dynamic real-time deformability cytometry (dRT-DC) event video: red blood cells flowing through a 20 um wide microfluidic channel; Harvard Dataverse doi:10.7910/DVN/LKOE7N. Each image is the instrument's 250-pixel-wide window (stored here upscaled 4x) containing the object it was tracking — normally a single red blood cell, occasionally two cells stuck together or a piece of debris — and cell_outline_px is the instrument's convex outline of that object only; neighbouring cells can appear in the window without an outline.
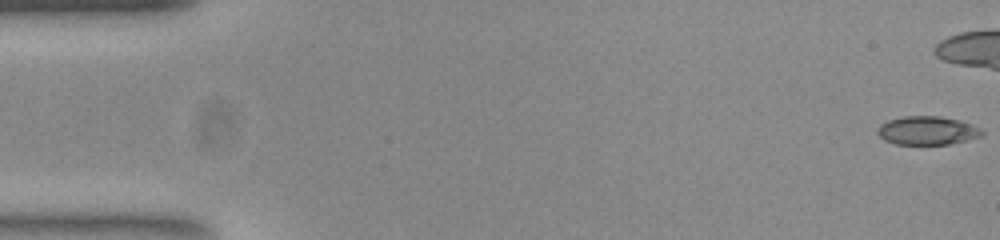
{"species": "common noctule bat (a hibernating species)", "species_latin": "Nyctalus noctula", "temperature_condition": "room temperature", "stored_images_in_passage": 41, "camera_frame_rate_fps": 3000, "um_per_image_px": 0.085, "animal": {"sex": "female", "body_mass_g": 23.0, "forearm_length_mm": 53.4}, "frame": {"image": 1, "passage_image": 1, "time_ms": 0.0, "image_size_px": [1000, 240], "cell_outline_px": [[984, 136], [968, 140], [948, 144], [896, 144], [884, 140], [876, 132], [880, 124], [888, 120], [904, 116], [940, 116], [960, 120], [972, 124], [980, 128], [984, 132]], "centroid_in_image_um": [78.85, 11.09], "position_along_channel_um": 6.2, "area_um2": 17.51}}
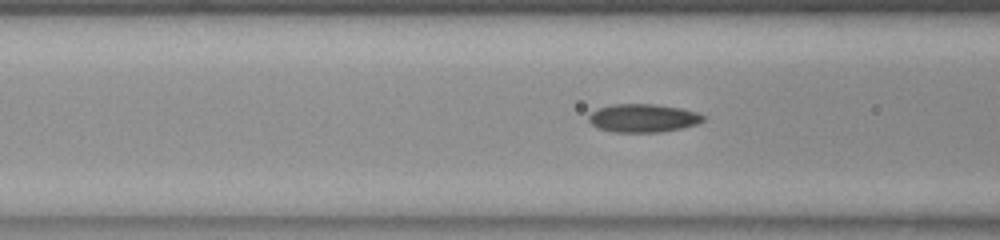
{"frame": {"image": 2, "passage_image": 20, "time_ms": 6.333, "image_size_px": [1000, 240], "cell_outline_px": [[708, 116], [704, 120], [696, 124], [680, 128], [660, 132], [616, 132], [596, 128], [588, 120], [588, 116], [596, 108], [612, 104], [652, 104], [680, 108], [696, 112]], "centroid_in_image_um": [54.64, 10.03], "position_along_channel_um": 112.0, "area_um2": 18.9}}
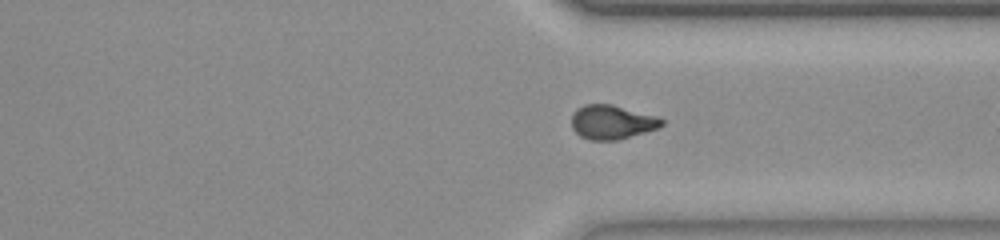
{"frame": {"image": 3, "passage_image": 39, "time_ms": 12.667, "image_size_px": [1000, 240], "cell_outline_px": [[664, 124], [656, 128], [644, 132], [616, 140], [588, 140], [580, 136], [572, 128], [572, 112], [576, 108], [584, 104], [612, 104], [656, 116], [664, 120]], "centroid_in_image_um": [51.97, 10.37], "position_along_channel_um": 359.4, "area_um2": 17.86}}